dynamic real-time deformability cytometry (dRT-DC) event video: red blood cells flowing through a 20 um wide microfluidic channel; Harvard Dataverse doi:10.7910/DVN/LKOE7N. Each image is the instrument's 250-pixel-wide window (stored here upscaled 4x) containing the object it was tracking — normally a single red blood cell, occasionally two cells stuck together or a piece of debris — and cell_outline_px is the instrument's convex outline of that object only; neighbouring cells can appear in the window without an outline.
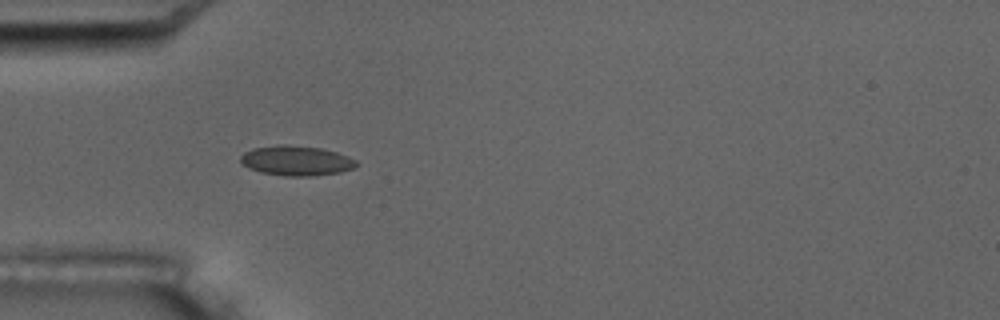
{"species": "common noctule bat (a hibernating species)", "species_latin": "Nyctalus noctula", "temperature_condition": "room temperature", "stored_images_in_passage": 2, "camera_frame_rate_fps": 3000, "um_per_image_px": 0.085, "animal": {"sex": "male", "body_mass_g": 17.5, "forearm_length_mm": 52.3}, "frame": {"image": 1, "passage_image": 1, "time_ms": 0.0, "image_size_px": [1000, 320], "cell_outline_px": [[360, 164], [352, 168], [340, 172], [312, 176], [284, 176], [260, 172], [248, 168], [240, 164], [240, 156], [244, 152], [252, 148], [276, 144], [284, 144], [320, 148], [336, 152], [348, 156], [356, 160]], "centroid_in_image_um": [25.14, 13.65], "position_along_channel_um": 59.9, "area_um2": 20.4}}